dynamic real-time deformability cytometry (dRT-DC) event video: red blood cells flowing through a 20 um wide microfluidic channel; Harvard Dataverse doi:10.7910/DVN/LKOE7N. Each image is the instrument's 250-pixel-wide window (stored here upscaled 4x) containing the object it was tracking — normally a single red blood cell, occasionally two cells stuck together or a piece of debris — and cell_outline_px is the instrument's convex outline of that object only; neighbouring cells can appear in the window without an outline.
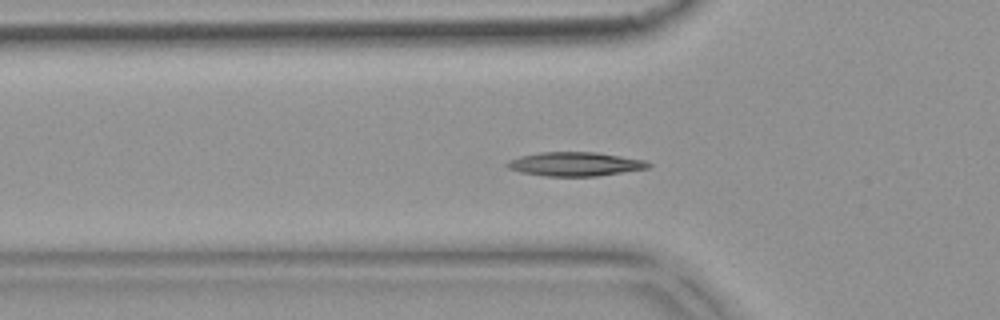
{"species": "common noctule bat (a hibernating species)", "species_latin": "Nyctalus noctula", "temperature_condition": "warm", "stored_images_in_passage": 54, "camera_frame_rate_fps": 3000, "um_per_image_px": 0.085, "animal": {"sex": "female", "body_mass_g": 18.4}, "frame": {"image": 1, "passage_image": 18, "time_ms": 5.667, "image_size_px": [1000, 320], "cell_outline_px": [[652, 164], [648, 168], [596, 176], [544, 176], [520, 172], [508, 168], [504, 164], [508, 160], [520, 156], [540, 152], [596, 152], [648, 160]], "centroid_in_image_um": [48.88, 13.94], "position_along_channel_um": 76.9, "area_um2": 19.83}}
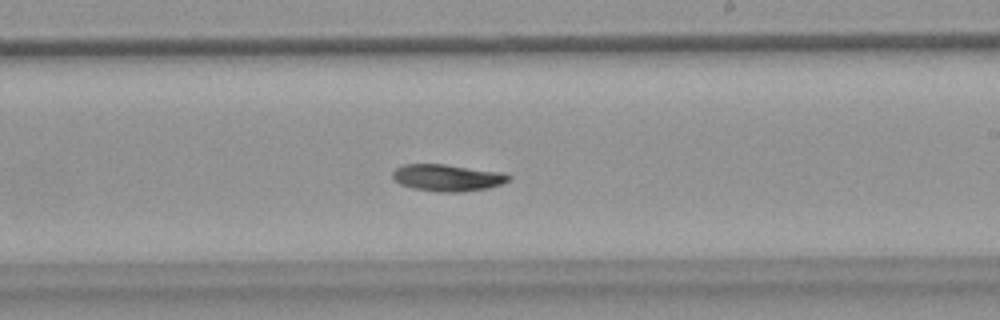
{"frame": {"image": 2, "passage_image": 32, "time_ms": 10.333, "image_size_px": [1000, 320], "cell_outline_px": [[512, 180], [488, 188], [464, 192], [436, 192], [412, 188], [400, 184], [392, 176], [392, 172], [396, 168], [404, 164], [444, 164], [504, 172], [512, 176]], "centroid_in_image_um": [38.07, 15.11], "position_along_channel_um": 250.9, "area_um2": 18.38}}
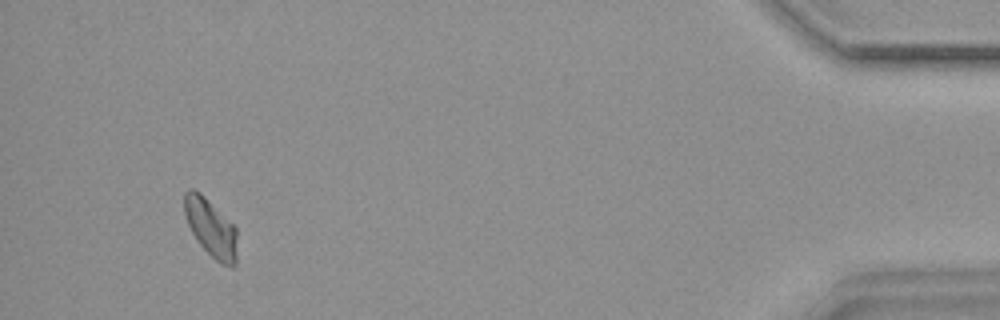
{"frame": {"image": 3, "passage_image": 51, "time_ms": 16.667, "image_size_px": [1000, 320], "cell_outline_px": [[236, 264], [232, 268], [220, 264], [200, 244], [192, 232], [188, 224], [184, 212], [184, 192], [188, 188], [192, 188], [200, 192], [236, 228]], "centroid_in_image_um": [17.91, 19.37], "position_along_channel_um": 417.3, "area_um2": 17.57}, "authors_computed_cell_mechanics": {"area_um2": 18.0914, "velocity_mm_per_s": 3.7384, "shape_relaxation_time_tau1_ms": 6.19, "shape_relaxation_time_tau2_ms": null, "deformation_change_tau1": 0.1312, "deformation_change_tau2": null}}